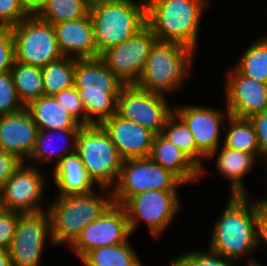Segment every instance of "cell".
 Wrapping results in <instances>:
<instances>
[{
    "instance_id": "obj_1",
    "label": "cell",
    "mask_w": 267,
    "mask_h": 266,
    "mask_svg": "<svg viewBox=\"0 0 267 266\" xmlns=\"http://www.w3.org/2000/svg\"><path fill=\"white\" fill-rule=\"evenodd\" d=\"M222 215L211 232L208 250L235 261H246L247 266L261 263L252 258L258 250L256 235V199L249 195H230Z\"/></svg>"
},
{
    "instance_id": "obj_2",
    "label": "cell",
    "mask_w": 267,
    "mask_h": 266,
    "mask_svg": "<svg viewBox=\"0 0 267 266\" xmlns=\"http://www.w3.org/2000/svg\"><path fill=\"white\" fill-rule=\"evenodd\" d=\"M210 0H146V22L158 41L199 48V29Z\"/></svg>"
},
{
    "instance_id": "obj_3",
    "label": "cell",
    "mask_w": 267,
    "mask_h": 266,
    "mask_svg": "<svg viewBox=\"0 0 267 266\" xmlns=\"http://www.w3.org/2000/svg\"><path fill=\"white\" fill-rule=\"evenodd\" d=\"M55 199V200H54ZM48 205L54 245L70 246L83 228L95 221L112 203V191L98 187L87 194L56 195Z\"/></svg>"
},
{
    "instance_id": "obj_4",
    "label": "cell",
    "mask_w": 267,
    "mask_h": 266,
    "mask_svg": "<svg viewBox=\"0 0 267 266\" xmlns=\"http://www.w3.org/2000/svg\"><path fill=\"white\" fill-rule=\"evenodd\" d=\"M124 86L99 57L75 59L74 87L85 107L86 125H100L117 113V100Z\"/></svg>"
},
{
    "instance_id": "obj_5",
    "label": "cell",
    "mask_w": 267,
    "mask_h": 266,
    "mask_svg": "<svg viewBox=\"0 0 267 266\" xmlns=\"http://www.w3.org/2000/svg\"><path fill=\"white\" fill-rule=\"evenodd\" d=\"M196 52L177 42L157 40L151 47L136 86L163 96L178 92L191 75Z\"/></svg>"
},
{
    "instance_id": "obj_6",
    "label": "cell",
    "mask_w": 267,
    "mask_h": 266,
    "mask_svg": "<svg viewBox=\"0 0 267 266\" xmlns=\"http://www.w3.org/2000/svg\"><path fill=\"white\" fill-rule=\"evenodd\" d=\"M97 58L108 48L130 39L147 25L146 0H107L90 5Z\"/></svg>"
},
{
    "instance_id": "obj_7",
    "label": "cell",
    "mask_w": 267,
    "mask_h": 266,
    "mask_svg": "<svg viewBox=\"0 0 267 266\" xmlns=\"http://www.w3.org/2000/svg\"><path fill=\"white\" fill-rule=\"evenodd\" d=\"M75 152L97 187L111 190L115 186L123 159L101 125H83L80 128Z\"/></svg>"
},
{
    "instance_id": "obj_8",
    "label": "cell",
    "mask_w": 267,
    "mask_h": 266,
    "mask_svg": "<svg viewBox=\"0 0 267 266\" xmlns=\"http://www.w3.org/2000/svg\"><path fill=\"white\" fill-rule=\"evenodd\" d=\"M179 190H150L131 196L122 206L133 234L139 222L147 225L153 239L162 237L181 210Z\"/></svg>"
},
{
    "instance_id": "obj_9",
    "label": "cell",
    "mask_w": 267,
    "mask_h": 266,
    "mask_svg": "<svg viewBox=\"0 0 267 266\" xmlns=\"http://www.w3.org/2000/svg\"><path fill=\"white\" fill-rule=\"evenodd\" d=\"M184 183L150 158L126 159L111 189L113 203L123 205L131 196L150 190H179Z\"/></svg>"
},
{
    "instance_id": "obj_10",
    "label": "cell",
    "mask_w": 267,
    "mask_h": 266,
    "mask_svg": "<svg viewBox=\"0 0 267 266\" xmlns=\"http://www.w3.org/2000/svg\"><path fill=\"white\" fill-rule=\"evenodd\" d=\"M14 37L15 61L27 65L44 67L60 59L53 24L38 16H28L11 27Z\"/></svg>"
},
{
    "instance_id": "obj_11",
    "label": "cell",
    "mask_w": 267,
    "mask_h": 266,
    "mask_svg": "<svg viewBox=\"0 0 267 266\" xmlns=\"http://www.w3.org/2000/svg\"><path fill=\"white\" fill-rule=\"evenodd\" d=\"M174 112L184 121L194 137L196 165L201 169V177H203L207 173L203 163L223 144L221 133L224 131L222 130L225 126L224 122L230 116L229 111L195 104L177 105L174 107Z\"/></svg>"
},
{
    "instance_id": "obj_12",
    "label": "cell",
    "mask_w": 267,
    "mask_h": 266,
    "mask_svg": "<svg viewBox=\"0 0 267 266\" xmlns=\"http://www.w3.org/2000/svg\"><path fill=\"white\" fill-rule=\"evenodd\" d=\"M48 242L54 246L48 210L19 213L8 249L12 266H40Z\"/></svg>"
},
{
    "instance_id": "obj_13",
    "label": "cell",
    "mask_w": 267,
    "mask_h": 266,
    "mask_svg": "<svg viewBox=\"0 0 267 266\" xmlns=\"http://www.w3.org/2000/svg\"><path fill=\"white\" fill-rule=\"evenodd\" d=\"M39 168L22 162L0 190V209L18 213L48 210L43 206L47 178Z\"/></svg>"
},
{
    "instance_id": "obj_14",
    "label": "cell",
    "mask_w": 267,
    "mask_h": 266,
    "mask_svg": "<svg viewBox=\"0 0 267 266\" xmlns=\"http://www.w3.org/2000/svg\"><path fill=\"white\" fill-rule=\"evenodd\" d=\"M166 98L136 85H125L117 100V114L157 135L162 132L166 120L174 112V107L170 106Z\"/></svg>"
},
{
    "instance_id": "obj_15",
    "label": "cell",
    "mask_w": 267,
    "mask_h": 266,
    "mask_svg": "<svg viewBox=\"0 0 267 266\" xmlns=\"http://www.w3.org/2000/svg\"><path fill=\"white\" fill-rule=\"evenodd\" d=\"M156 41L155 34L146 25L130 39L108 48L99 58L122 83L136 85Z\"/></svg>"
},
{
    "instance_id": "obj_16",
    "label": "cell",
    "mask_w": 267,
    "mask_h": 266,
    "mask_svg": "<svg viewBox=\"0 0 267 266\" xmlns=\"http://www.w3.org/2000/svg\"><path fill=\"white\" fill-rule=\"evenodd\" d=\"M130 236L132 238L125 208L112 203L95 221L83 228L69 247L81 260L95 248L125 243Z\"/></svg>"
},
{
    "instance_id": "obj_17",
    "label": "cell",
    "mask_w": 267,
    "mask_h": 266,
    "mask_svg": "<svg viewBox=\"0 0 267 266\" xmlns=\"http://www.w3.org/2000/svg\"><path fill=\"white\" fill-rule=\"evenodd\" d=\"M226 71L225 108L230 116L250 118L267 110V83L243 75L234 66Z\"/></svg>"
},
{
    "instance_id": "obj_18",
    "label": "cell",
    "mask_w": 267,
    "mask_h": 266,
    "mask_svg": "<svg viewBox=\"0 0 267 266\" xmlns=\"http://www.w3.org/2000/svg\"><path fill=\"white\" fill-rule=\"evenodd\" d=\"M123 160L149 158L155 134L117 113L101 124Z\"/></svg>"
},
{
    "instance_id": "obj_19",
    "label": "cell",
    "mask_w": 267,
    "mask_h": 266,
    "mask_svg": "<svg viewBox=\"0 0 267 266\" xmlns=\"http://www.w3.org/2000/svg\"><path fill=\"white\" fill-rule=\"evenodd\" d=\"M39 129L28 110L0 115V151L27 162L34 150Z\"/></svg>"
},
{
    "instance_id": "obj_20",
    "label": "cell",
    "mask_w": 267,
    "mask_h": 266,
    "mask_svg": "<svg viewBox=\"0 0 267 266\" xmlns=\"http://www.w3.org/2000/svg\"><path fill=\"white\" fill-rule=\"evenodd\" d=\"M63 56L74 59L97 58L94 25L90 14L80 19L53 24Z\"/></svg>"
},
{
    "instance_id": "obj_21",
    "label": "cell",
    "mask_w": 267,
    "mask_h": 266,
    "mask_svg": "<svg viewBox=\"0 0 267 266\" xmlns=\"http://www.w3.org/2000/svg\"><path fill=\"white\" fill-rule=\"evenodd\" d=\"M79 130H39L34 150L27 160L28 164L38 167L41 164L46 165L49 162H55L53 164L55 167L63 157L76 151V139Z\"/></svg>"
},
{
    "instance_id": "obj_22",
    "label": "cell",
    "mask_w": 267,
    "mask_h": 266,
    "mask_svg": "<svg viewBox=\"0 0 267 266\" xmlns=\"http://www.w3.org/2000/svg\"><path fill=\"white\" fill-rule=\"evenodd\" d=\"M149 158L170 170L185 185L201 179V169L161 133L154 136Z\"/></svg>"
},
{
    "instance_id": "obj_23",
    "label": "cell",
    "mask_w": 267,
    "mask_h": 266,
    "mask_svg": "<svg viewBox=\"0 0 267 266\" xmlns=\"http://www.w3.org/2000/svg\"><path fill=\"white\" fill-rule=\"evenodd\" d=\"M216 156L215 165L218 173L230 181V195H250L244 188L243 178L252 171L257 158L250 153L229 149L223 144L206 161L208 162Z\"/></svg>"
},
{
    "instance_id": "obj_24",
    "label": "cell",
    "mask_w": 267,
    "mask_h": 266,
    "mask_svg": "<svg viewBox=\"0 0 267 266\" xmlns=\"http://www.w3.org/2000/svg\"><path fill=\"white\" fill-rule=\"evenodd\" d=\"M53 168L52 180L57 188L56 195L87 194L98 188L89 178L76 152L63 157Z\"/></svg>"
},
{
    "instance_id": "obj_25",
    "label": "cell",
    "mask_w": 267,
    "mask_h": 266,
    "mask_svg": "<svg viewBox=\"0 0 267 266\" xmlns=\"http://www.w3.org/2000/svg\"><path fill=\"white\" fill-rule=\"evenodd\" d=\"M39 130L80 129L81 125L54 96L43 95L25 107Z\"/></svg>"
},
{
    "instance_id": "obj_26",
    "label": "cell",
    "mask_w": 267,
    "mask_h": 266,
    "mask_svg": "<svg viewBox=\"0 0 267 266\" xmlns=\"http://www.w3.org/2000/svg\"><path fill=\"white\" fill-rule=\"evenodd\" d=\"M223 145L232 150H238L260 157V147L255 128L249 118L229 116L224 126Z\"/></svg>"
},
{
    "instance_id": "obj_27",
    "label": "cell",
    "mask_w": 267,
    "mask_h": 266,
    "mask_svg": "<svg viewBox=\"0 0 267 266\" xmlns=\"http://www.w3.org/2000/svg\"><path fill=\"white\" fill-rule=\"evenodd\" d=\"M129 240L115 246L98 247L80 261L84 266H144Z\"/></svg>"
},
{
    "instance_id": "obj_28",
    "label": "cell",
    "mask_w": 267,
    "mask_h": 266,
    "mask_svg": "<svg viewBox=\"0 0 267 266\" xmlns=\"http://www.w3.org/2000/svg\"><path fill=\"white\" fill-rule=\"evenodd\" d=\"M10 73L17 96L24 107L44 95L41 67L14 61Z\"/></svg>"
},
{
    "instance_id": "obj_29",
    "label": "cell",
    "mask_w": 267,
    "mask_h": 266,
    "mask_svg": "<svg viewBox=\"0 0 267 266\" xmlns=\"http://www.w3.org/2000/svg\"><path fill=\"white\" fill-rule=\"evenodd\" d=\"M246 47L234 67L249 78L267 83V36L258 38Z\"/></svg>"
},
{
    "instance_id": "obj_30",
    "label": "cell",
    "mask_w": 267,
    "mask_h": 266,
    "mask_svg": "<svg viewBox=\"0 0 267 266\" xmlns=\"http://www.w3.org/2000/svg\"><path fill=\"white\" fill-rule=\"evenodd\" d=\"M44 95L54 96L60 91L74 86L75 59L62 56L41 68Z\"/></svg>"
},
{
    "instance_id": "obj_31",
    "label": "cell",
    "mask_w": 267,
    "mask_h": 266,
    "mask_svg": "<svg viewBox=\"0 0 267 266\" xmlns=\"http://www.w3.org/2000/svg\"><path fill=\"white\" fill-rule=\"evenodd\" d=\"M90 4L85 0H46L44 8L37 15L51 24L85 17Z\"/></svg>"
},
{
    "instance_id": "obj_32",
    "label": "cell",
    "mask_w": 267,
    "mask_h": 266,
    "mask_svg": "<svg viewBox=\"0 0 267 266\" xmlns=\"http://www.w3.org/2000/svg\"><path fill=\"white\" fill-rule=\"evenodd\" d=\"M161 134L196 164V143L194 137L184 121L175 112L166 120Z\"/></svg>"
},
{
    "instance_id": "obj_33",
    "label": "cell",
    "mask_w": 267,
    "mask_h": 266,
    "mask_svg": "<svg viewBox=\"0 0 267 266\" xmlns=\"http://www.w3.org/2000/svg\"><path fill=\"white\" fill-rule=\"evenodd\" d=\"M235 260L225 258L210 250L190 249L169 261V266H235Z\"/></svg>"
},
{
    "instance_id": "obj_34",
    "label": "cell",
    "mask_w": 267,
    "mask_h": 266,
    "mask_svg": "<svg viewBox=\"0 0 267 266\" xmlns=\"http://www.w3.org/2000/svg\"><path fill=\"white\" fill-rule=\"evenodd\" d=\"M24 106L20 102L9 72L0 74V115L11 114L20 111Z\"/></svg>"
},
{
    "instance_id": "obj_35",
    "label": "cell",
    "mask_w": 267,
    "mask_h": 266,
    "mask_svg": "<svg viewBox=\"0 0 267 266\" xmlns=\"http://www.w3.org/2000/svg\"><path fill=\"white\" fill-rule=\"evenodd\" d=\"M54 97L81 125H86L85 107L79 91L74 86L60 91Z\"/></svg>"
},
{
    "instance_id": "obj_36",
    "label": "cell",
    "mask_w": 267,
    "mask_h": 266,
    "mask_svg": "<svg viewBox=\"0 0 267 266\" xmlns=\"http://www.w3.org/2000/svg\"><path fill=\"white\" fill-rule=\"evenodd\" d=\"M28 16L20 0H0V28H11Z\"/></svg>"
},
{
    "instance_id": "obj_37",
    "label": "cell",
    "mask_w": 267,
    "mask_h": 266,
    "mask_svg": "<svg viewBox=\"0 0 267 266\" xmlns=\"http://www.w3.org/2000/svg\"><path fill=\"white\" fill-rule=\"evenodd\" d=\"M14 61V37L11 28H0V74L9 72Z\"/></svg>"
},
{
    "instance_id": "obj_38",
    "label": "cell",
    "mask_w": 267,
    "mask_h": 266,
    "mask_svg": "<svg viewBox=\"0 0 267 266\" xmlns=\"http://www.w3.org/2000/svg\"><path fill=\"white\" fill-rule=\"evenodd\" d=\"M18 218V212L0 209V249L8 251Z\"/></svg>"
},
{
    "instance_id": "obj_39",
    "label": "cell",
    "mask_w": 267,
    "mask_h": 266,
    "mask_svg": "<svg viewBox=\"0 0 267 266\" xmlns=\"http://www.w3.org/2000/svg\"><path fill=\"white\" fill-rule=\"evenodd\" d=\"M250 121L253 123L258 144L260 147V158L262 161L265 160L267 166V110L252 115Z\"/></svg>"
},
{
    "instance_id": "obj_40",
    "label": "cell",
    "mask_w": 267,
    "mask_h": 266,
    "mask_svg": "<svg viewBox=\"0 0 267 266\" xmlns=\"http://www.w3.org/2000/svg\"><path fill=\"white\" fill-rule=\"evenodd\" d=\"M256 235L257 247H267V197L256 198Z\"/></svg>"
},
{
    "instance_id": "obj_41",
    "label": "cell",
    "mask_w": 267,
    "mask_h": 266,
    "mask_svg": "<svg viewBox=\"0 0 267 266\" xmlns=\"http://www.w3.org/2000/svg\"><path fill=\"white\" fill-rule=\"evenodd\" d=\"M22 161L11 153L0 151V190Z\"/></svg>"
},
{
    "instance_id": "obj_42",
    "label": "cell",
    "mask_w": 267,
    "mask_h": 266,
    "mask_svg": "<svg viewBox=\"0 0 267 266\" xmlns=\"http://www.w3.org/2000/svg\"><path fill=\"white\" fill-rule=\"evenodd\" d=\"M46 0H20L23 10L29 16H37L44 8Z\"/></svg>"
},
{
    "instance_id": "obj_43",
    "label": "cell",
    "mask_w": 267,
    "mask_h": 266,
    "mask_svg": "<svg viewBox=\"0 0 267 266\" xmlns=\"http://www.w3.org/2000/svg\"><path fill=\"white\" fill-rule=\"evenodd\" d=\"M0 266H12L9 252L2 249H0Z\"/></svg>"
},
{
    "instance_id": "obj_44",
    "label": "cell",
    "mask_w": 267,
    "mask_h": 266,
    "mask_svg": "<svg viewBox=\"0 0 267 266\" xmlns=\"http://www.w3.org/2000/svg\"><path fill=\"white\" fill-rule=\"evenodd\" d=\"M85 1L91 5L96 2L107 1V0H85Z\"/></svg>"
}]
</instances>
